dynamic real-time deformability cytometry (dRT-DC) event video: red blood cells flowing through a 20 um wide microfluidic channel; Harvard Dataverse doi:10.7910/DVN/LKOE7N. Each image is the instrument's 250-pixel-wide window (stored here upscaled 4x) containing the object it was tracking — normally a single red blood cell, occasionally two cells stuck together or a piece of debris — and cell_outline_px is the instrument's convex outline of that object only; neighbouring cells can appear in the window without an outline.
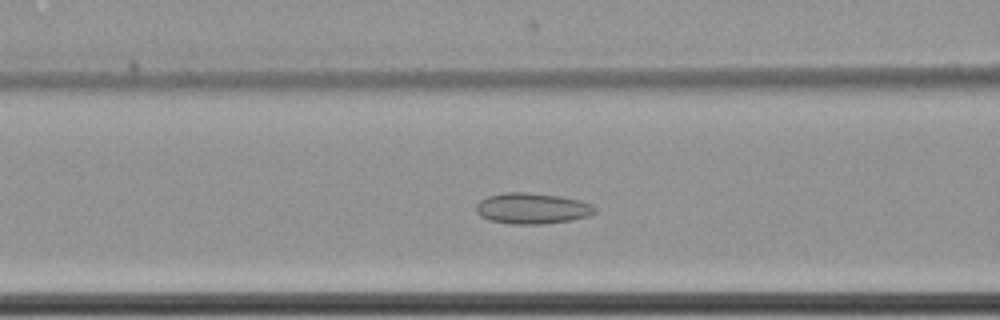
{"species": "common noctule bat (a hibernating species)", "species_latin": "Nyctalus noctula", "temperature_condition": "cold", "stored_images_in_passage": 59, "camera_frame_rate_fps": 3000, "um_per_image_px": 0.085, "animal": {"sex": "female", "body_mass_g": 22.7, "forearm_length_mm": 54.2}, "frame": {"image": 1, "passage_image": 24, "time_ms": 7.667, "image_size_px": [1000, 320], "cell_outline_px": [[596, 212], [588, 216], [568, 220], [544, 224], [512, 224], [488, 220], [480, 216], [476, 212], [476, 204], [480, 200], [488, 196], [504, 192], [528, 192], [560, 196], [580, 200], [592, 204], [596, 208]], "centroid_in_image_um": [45.21, 17.71], "position_along_channel_um": 121.4, "area_um2": 21.5}}
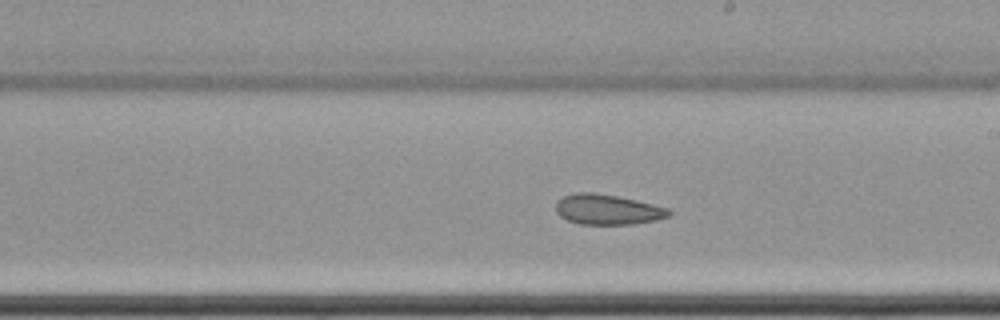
{"frame": {"image": 2, "passage_image": 34, "time_ms": 11.0, "image_size_px": [1000, 320], "cell_outline_px": [[672, 216], [656, 220], [632, 224], [580, 224], [568, 220], [560, 216], [556, 212], [556, 200], [564, 196], [576, 192], [592, 192], [616, 196], [636, 200], [668, 208], [672, 212]], "centroid_in_image_um": [51.64, 17.81], "position_along_channel_um": 237.4, "area_um2": 19.94}}
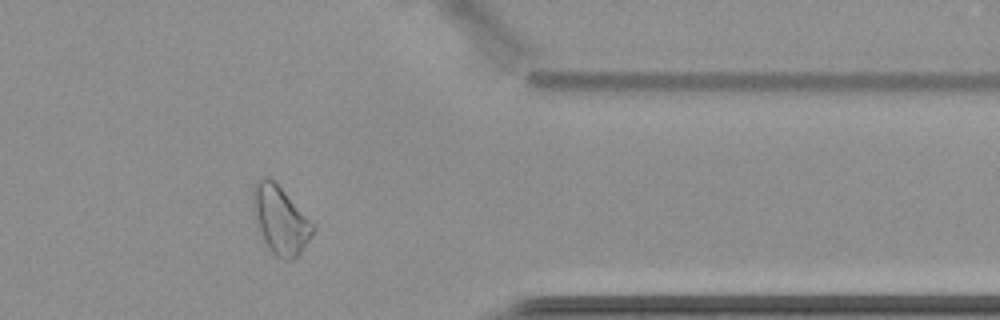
{"frame": {"image": 3, "passage_image": 48, "time_ms": 15.667, "image_size_px": [1000, 320], "cell_outline_px": [[316, 228], [300, 252], [292, 260], [284, 260], [276, 256], [268, 248], [264, 240], [252, 208], [252, 188], [256, 180], [264, 176], [268, 176], [316, 224]], "centroid_in_image_um": [23.83, 18.68], "position_along_channel_um": 387.6, "area_um2": 23.47}, "authors_computed_cell_mechanics": {"area_um2": 23.4668, "velocity_mm_per_s": 3.4796, "shape_relaxation_time_tau1_ms": 2.1873, "shape_relaxation_time_tau2_ms": 5.1647, "deformation_change_tau1": 0.0336, "deformation_change_tau2": 0.1068}}